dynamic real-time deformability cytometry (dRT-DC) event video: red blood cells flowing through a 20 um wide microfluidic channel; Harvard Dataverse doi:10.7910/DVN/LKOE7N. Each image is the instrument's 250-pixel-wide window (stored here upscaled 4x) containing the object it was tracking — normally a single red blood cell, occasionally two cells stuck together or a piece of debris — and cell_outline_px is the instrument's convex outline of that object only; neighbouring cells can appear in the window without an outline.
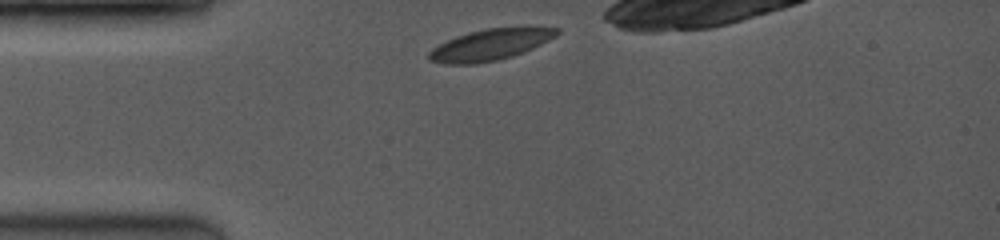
{"species": "common noctule bat (a hibernating species)", "species_latin": "Nyctalus noctula", "temperature_condition": "room temperature", "stored_images_in_passage": 2, "camera_frame_rate_fps": 3500, "um_per_image_px": 0.085, "animal": {"sex": "female", "body_mass_g": 19.0, "forearm_length_mm": 53.3}, "frame": {"image": 1, "passage_image": 1, "time_ms": 0.0, "image_size_px": [1000, 240], "cell_outline_px": [[560, 32], [556, 36], [532, 48], [512, 56], [496, 60], [476, 64], [444, 64], [428, 60], [428, 52], [432, 48], [456, 36], [468, 32], [488, 28], [524, 24], [528, 24], [560, 28]], "centroid_in_image_um": [41.74, 3.75], "position_along_channel_um": 43.3, "area_um2": 23.93}}